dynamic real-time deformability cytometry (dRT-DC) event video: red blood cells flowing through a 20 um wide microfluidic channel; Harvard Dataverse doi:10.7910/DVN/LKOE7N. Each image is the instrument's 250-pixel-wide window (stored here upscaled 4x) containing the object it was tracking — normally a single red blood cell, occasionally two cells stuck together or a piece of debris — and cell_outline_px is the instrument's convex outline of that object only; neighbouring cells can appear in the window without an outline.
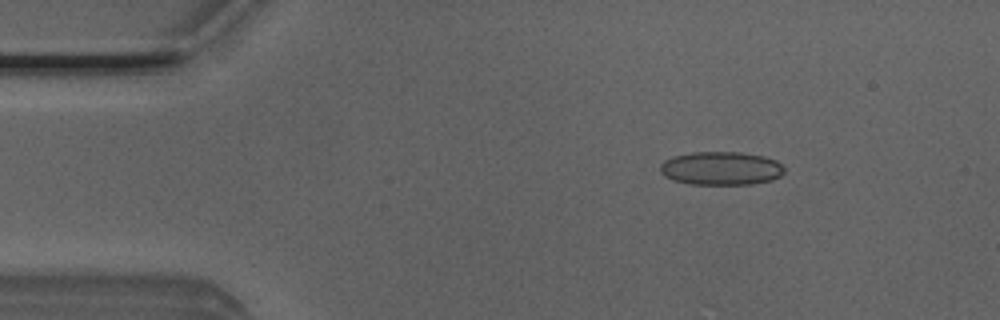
{"species": "Egyptian fruit bat (a non-hibernating species)", "species_latin": "Rousettus aegyptiacus", "temperature_condition": "room temperature", "stored_images_in_passage": 15, "camera_frame_rate_fps": 3000, "um_per_image_px": 0.085, "animal": {"sex": "male"}, "frame": {"image": 1, "passage_image": 7, "time_ms": 2.0, "image_size_px": [1000, 320], "cell_outline_px": [[784, 172], [780, 176], [772, 180], [752, 184], [688, 184], [672, 180], [664, 176], [660, 172], [660, 164], [664, 160], [672, 156], [692, 152], [740, 152], [764, 156], [776, 160], [784, 168]], "centroid_in_image_um": [61.26, 14.31], "position_along_channel_um": 23.7, "area_um2": 24.39}}